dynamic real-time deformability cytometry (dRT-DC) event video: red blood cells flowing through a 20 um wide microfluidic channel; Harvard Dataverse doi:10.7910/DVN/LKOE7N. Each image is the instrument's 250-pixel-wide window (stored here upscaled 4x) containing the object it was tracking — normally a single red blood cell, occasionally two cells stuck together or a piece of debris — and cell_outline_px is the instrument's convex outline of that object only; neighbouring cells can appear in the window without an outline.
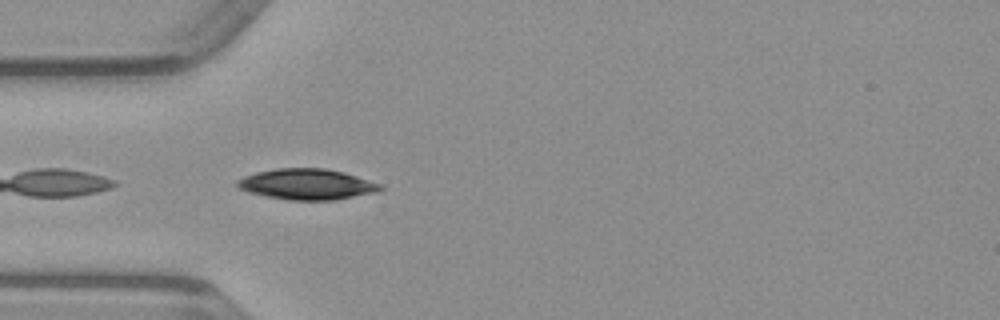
{"species": "common noctule bat (a hibernating species)", "species_latin": "Nyctalus noctula", "temperature_condition": "warm", "stored_images_in_passage": 20, "camera_frame_rate_fps": 3000, "um_per_image_px": 0.085, "animal": {"sex": "male", "body_mass_g": 23.1, "forearm_length_mm": 52.7}, "frame": {"image": 1, "passage_image": 1, "time_ms": 0.0, "image_size_px": [1000, 320], "cell_outline_px": [[384, 188], [376, 192], [332, 200], [288, 200], [248, 192], [240, 188], [236, 184], [236, 180], [244, 176], [256, 172], [276, 168], [324, 168], [344, 172], [380, 184]], "centroid_in_image_um": [26.06, 15.65], "position_along_channel_um": 58.9, "area_um2": 25.43}}
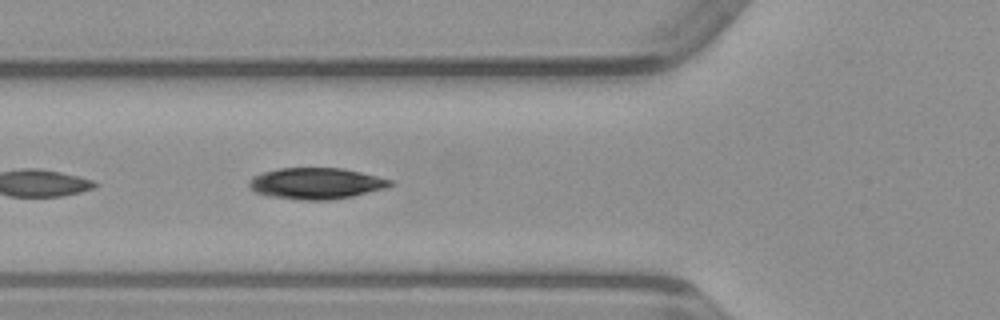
{"frame": {"image": 2, "passage_image": 4, "time_ms": 1.0, "image_size_px": [1000, 320], "cell_outline_px": [[396, 184], [384, 188], [352, 196], [328, 200], [300, 200], [268, 196], [256, 192], [248, 184], [248, 180], [252, 176], [264, 172], [280, 168], [340, 168], [360, 172], [392, 180]], "centroid_in_image_um": [26.85, 15.59], "position_along_channel_um": 99.0, "area_um2": 25.55}}